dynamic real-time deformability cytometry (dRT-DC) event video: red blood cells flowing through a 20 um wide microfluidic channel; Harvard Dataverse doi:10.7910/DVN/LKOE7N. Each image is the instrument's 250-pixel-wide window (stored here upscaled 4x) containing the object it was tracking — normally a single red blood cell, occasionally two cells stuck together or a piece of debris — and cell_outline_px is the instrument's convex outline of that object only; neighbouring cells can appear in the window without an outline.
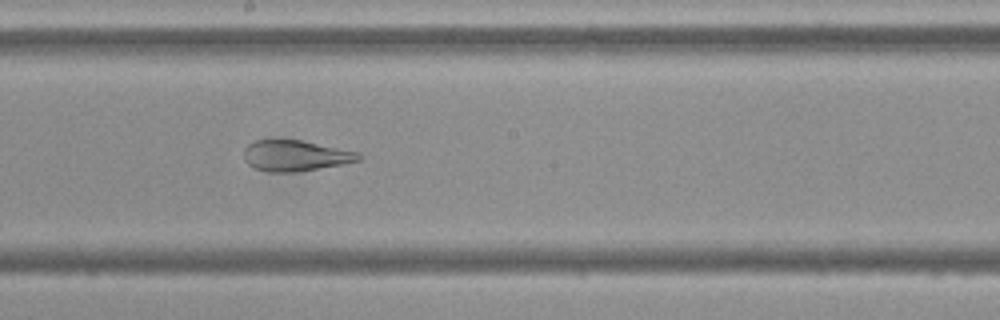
{"species": "Egyptian fruit bat (a non-hibernating species)", "species_latin": "Rousettus aegyptiacus", "temperature_condition": "cold", "stored_images_in_passage": 45, "camera_frame_rate_fps": 3000, "um_per_image_px": 0.085, "frame": {"image": 1, "passage_image": 20, "time_ms": 6.333, "image_size_px": [1000, 320], "cell_outline_px": [[364, 156], [360, 160], [344, 164], [296, 172], [268, 172], [256, 168], [248, 164], [244, 160], [244, 148], [248, 144], [256, 140], [300, 140], [360, 152]], "centroid_in_image_um": [25.14, 13.23], "position_along_channel_um": 223.1, "area_um2": 20.69}}
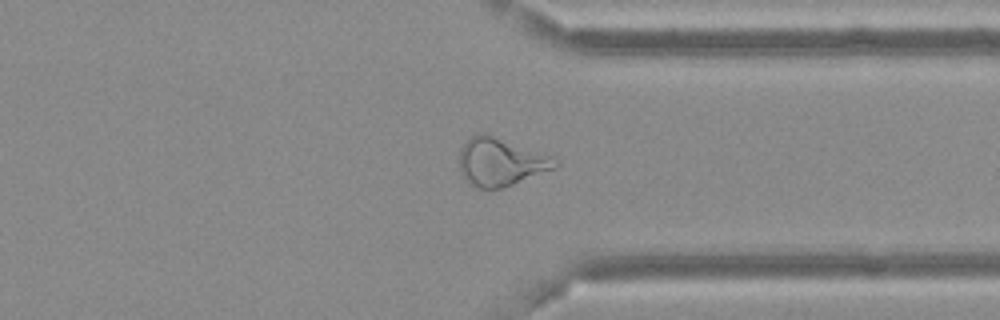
{"frame": {"image": 2, "passage_image": 32, "time_ms": 10.333, "image_size_px": [1000, 320], "cell_outline_px": [[560, 164], [556, 168], [512, 184], [500, 188], [476, 188], [464, 180], [460, 172], [460, 148], [472, 136], [480, 132], [484, 132], [556, 156], [560, 160]], "centroid_in_image_um": [42.6, 13.74], "position_along_channel_um": 368.8, "area_um2": 27.17}}
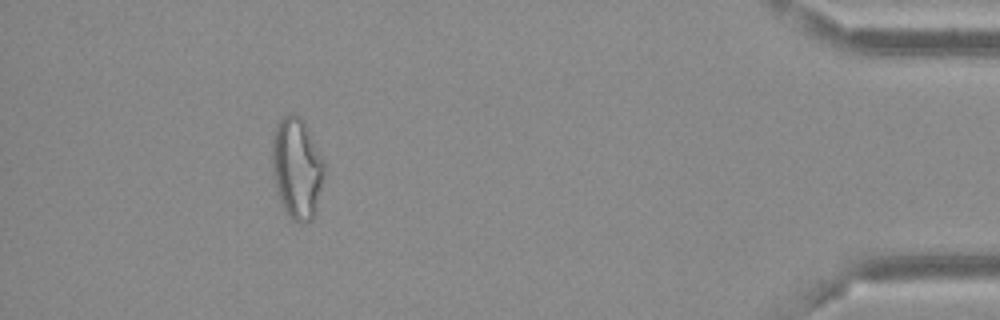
{"frame": {"image": 3, "passage_image": 40, "time_ms": 13.0, "image_size_px": [1000, 320], "cell_outline_px": [[324, 176], [316, 212], [312, 220], [304, 224], [300, 224], [292, 220], [288, 216], [276, 192], [272, 172], [272, 140], [276, 124], [284, 116], [292, 112], [300, 116], [308, 128], [324, 160]], "centroid_in_image_um": [25.23, 14.32], "position_along_channel_um": 410.0, "area_um2": 31.21}, "authors_computed_cell_mechanics": {"area_um2": 27.166, "velocity_mm_per_s": 3.6744, "shape_relaxation_time_tau1_ms": null, "shape_relaxation_time_tau2_ms": 1.4747, "deformation_change_tau1": null, "deformation_change_tau2": 0.106}}